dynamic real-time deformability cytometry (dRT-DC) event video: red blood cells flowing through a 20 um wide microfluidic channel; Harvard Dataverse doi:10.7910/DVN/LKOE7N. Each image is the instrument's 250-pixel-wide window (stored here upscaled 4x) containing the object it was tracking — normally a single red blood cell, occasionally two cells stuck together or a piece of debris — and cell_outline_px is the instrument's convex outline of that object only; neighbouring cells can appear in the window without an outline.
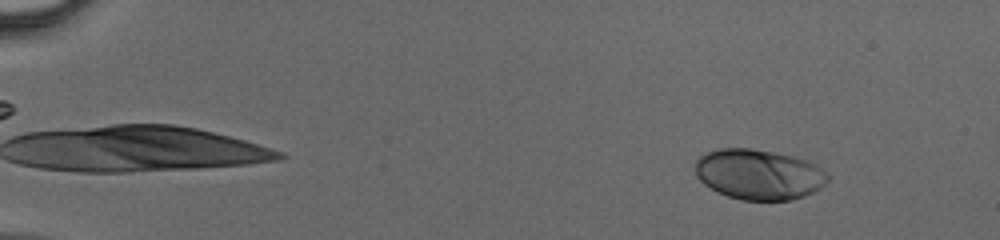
{"species": "human", "species_latin": "Homo sapiens", "temperature_condition": "cold", "stored_images_in_passage": 47, "camera_frame_rate_fps": 3000, "um_per_image_px": 0.085, "donor": {"sex": "male"}, "frame": {"image": 1, "passage_image": 6, "time_ms": 1.667, "image_size_px": [1000, 240], "cell_outline_px": [[832, 176], [820, 188], [804, 196], [792, 200], [740, 200], [716, 192], [704, 184], [696, 176], [696, 160], [700, 156], [708, 152], [720, 148], [752, 148], [792, 156], [804, 160], [828, 172]], "centroid_in_image_um": [64.49, 14.83], "position_along_channel_um": 20.5, "area_um2": 38.84}}
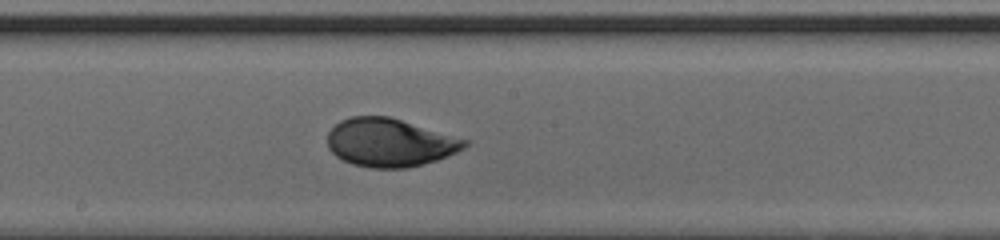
{"frame": {"image": 2, "passage_image": 28, "time_ms": 9.0, "image_size_px": [1000, 240], "cell_outline_px": [[472, 140], [464, 148], [448, 156], [436, 160], [408, 168], [368, 168], [352, 164], [336, 156], [328, 148], [328, 132], [340, 120], [352, 116], [388, 116]], "centroid_in_image_um": [33.16, 12.12], "position_along_channel_um": 215.0, "area_um2": 38.78}}
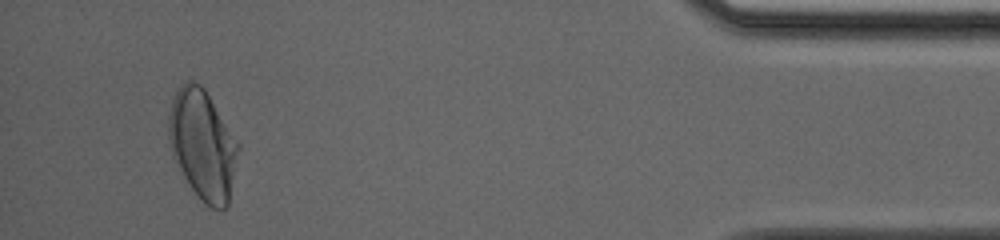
{"frame": {"image": 3, "passage_image": 45, "time_ms": 14.667, "image_size_px": [1000, 240], "cell_outline_px": [[240, 148], [228, 204], [224, 208], [212, 208], [204, 204], [192, 188], [184, 176], [172, 156], [168, 136], [168, 116], [172, 100], [180, 84], [188, 80], [192, 80], [200, 84], [204, 88], [240, 144]], "centroid_in_image_um": [17.22, 12.28], "position_along_channel_um": 418.0, "area_um2": 44.39}}